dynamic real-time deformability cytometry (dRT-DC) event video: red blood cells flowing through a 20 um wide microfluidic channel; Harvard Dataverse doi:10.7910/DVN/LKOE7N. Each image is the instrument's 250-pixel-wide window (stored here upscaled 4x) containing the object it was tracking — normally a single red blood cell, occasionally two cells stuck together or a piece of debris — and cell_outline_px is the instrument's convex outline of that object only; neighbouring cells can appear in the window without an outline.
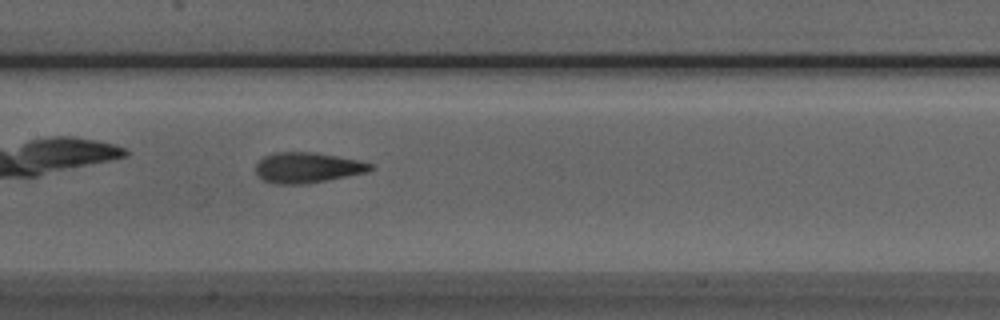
{"species": "Egyptian fruit bat (a non-hibernating species)", "species_latin": "Rousettus aegyptiacus", "temperature_condition": "room temperature", "stored_images_in_passage": 39, "camera_frame_rate_fps": 3000, "um_per_image_px": 0.085, "animal": {"sex": "male"}, "frame": {"image": 1, "passage_image": 12, "time_ms": 3.667, "image_size_px": [1000, 320], "cell_outline_px": [[372, 168], [364, 172], [328, 180], [308, 184], [276, 184], [264, 180], [256, 172], [256, 164], [264, 156], [276, 152], [312, 152], [360, 160], [372, 164]], "centroid_in_image_um": [26.1, 14.25], "position_along_channel_um": 181.3, "area_um2": 20.11}}
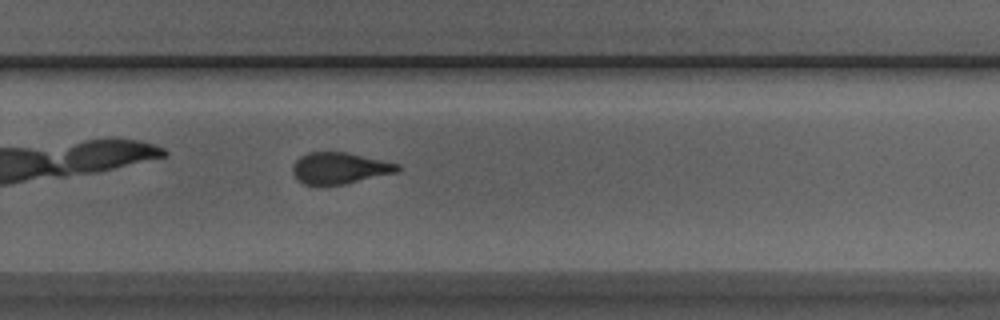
{"frame": {"image": 2, "passage_image": 21, "time_ms": 6.667, "image_size_px": [1000, 320], "cell_outline_px": [[400, 168], [396, 172], [344, 184], [324, 188], [316, 188], [304, 184], [296, 180], [292, 172], [292, 168], [296, 160], [300, 156], [308, 152], [348, 152], [400, 164]], "centroid_in_image_um": [28.79, 14.33], "position_along_channel_um": 301.0, "area_um2": 19.77}}
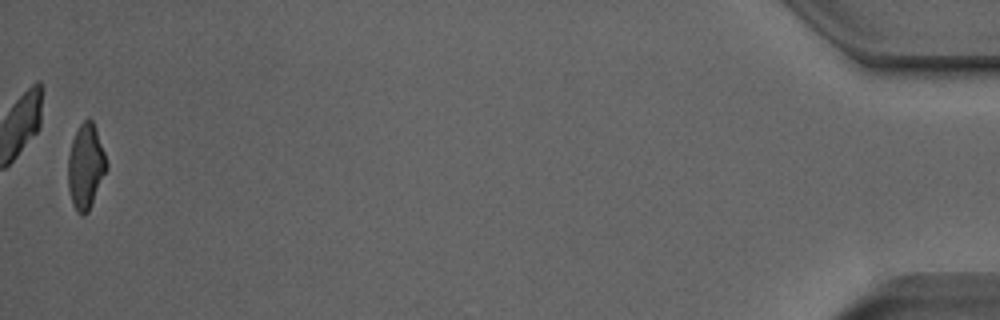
{"frame": {"image": 3, "passage_image": 38, "time_ms": 12.333, "image_size_px": [1000, 320], "cell_outline_px": [[108, 168], [88, 212], [84, 216], [80, 216], [76, 212], [72, 204], [68, 188], [68, 156], [72, 140], [80, 124], [84, 120], [92, 120], [96, 128], [108, 164]], "centroid_in_image_um": [7.28, 14.2], "position_along_channel_um": 427.9, "area_um2": 19.13}, "authors_computed_cell_mechanics": {"area_um2": 20.0566, "velocity_mm_per_s": 4.0107, "shape_relaxation_time_tau1_ms": 4.7367, "shape_relaxation_time_tau2_ms": 1.7714, "deformation_change_tau1": 0.1714, "deformation_change_tau2": 0.0947}}